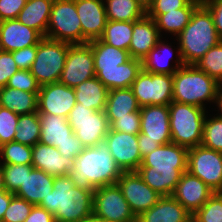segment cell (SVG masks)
Masks as SVG:
<instances>
[{
    "label": "cell",
    "instance_id": "f907efd6",
    "mask_svg": "<svg viewBox=\"0 0 222 222\" xmlns=\"http://www.w3.org/2000/svg\"><path fill=\"white\" fill-rule=\"evenodd\" d=\"M57 149L61 155L65 156L67 159H75L83 151L84 146L77 139L76 134L73 133L69 137V140L61 145H58Z\"/></svg>",
    "mask_w": 222,
    "mask_h": 222
},
{
    "label": "cell",
    "instance_id": "816d5d0a",
    "mask_svg": "<svg viewBox=\"0 0 222 222\" xmlns=\"http://www.w3.org/2000/svg\"><path fill=\"white\" fill-rule=\"evenodd\" d=\"M202 4L210 11L217 33L222 39V0H202Z\"/></svg>",
    "mask_w": 222,
    "mask_h": 222
},
{
    "label": "cell",
    "instance_id": "f35d334b",
    "mask_svg": "<svg viewBox=\"0 0 222 222\" xmlns=\"http://www.w3.org/2000/svg\"><path fill=\"white\" fill-rule=\"evenodd\" d=\"M206 118L203 123L201 145L222 153V118Z\"/></svg>",
    "mask_w": 222,
    "mask_h": 222
},
{
    "label": "cell",
    "instance_id": "7bdbcfd3",
    "mask_svg": "<svg viewBox=\"0 0 222 222\" xmlns=\"http://www.w3.org/2000/svg\"><path fill=\"white\" fill-rule=\"evenodd\" d=\"M18 119V114L5 107H0V146L8 142H13Z\"/></svg>",
    "mask_w": 222,
    "mask_h": 222
},
{
    "label": "cell",
    "instance_id": "83f0119b",
    "mask_svg": "<svg viewBox=\"0 0 222 222\" xmlns=\"http://www.w3.org/2000/svg\"><path fill=\"white\" fill-rule=\"evenodd\" d=\"M53 3L54 0H27L17 19L46 37Z\"/></svg>",
    "mask_w": 222,
    "mask_h": 222
},
{
    "label": "cell",
    "instance_id": "6f0895ef",
    "mask_svg": "<svg viewBox=\"0 0 222 222\" xmlns=\"http://www.w3.org/2000/svg\"><path fill=\"white\" fill-rule=\"evenodd\" d=\"M146 12L151 7L153 0H134Z\"/></svg>",
    "mask_w": 222,
    "mask_h": 222
},
{
    "label": "cell",
    "instance_id": "d590c367",
    "mask_svg": "<svg viewBox=\"0 0 222 222\" xmlns=\"http://www.w3.org/2000/svg\"><path fill=\"white\" fill-rule=\"evenodd\" d=\"M41 124L39 113L19 115L13 141L33 147L40 141Z\"/></svg>",
    "mask_w": 222,
    "mask_h": 222
},
{
    "label": "cell",
    "instance_id": "8992f818",
    "mask_svg": "<svg viewBox=\"0 0 222 222\" xmlns=\"http://www.w3.org/2000/svg\"><path fill=\"white\" fill-rule=\"evenodd\" d=\"M168 108L172 143L187 149L201 145L205 109L175 101Z\"/></svg>",
    "mask_w": 222,
    "mask_h": 222
},
{
    "label": "cell",
    "instance_id": "2e32d148",
    "mask_svg": "<svg viewBox=\"0 0 222 222\" xmlns=\"http://www.w3.org/2000/svg\"><path fill=\"white\" fill-rule=\"evenodd\" d=\"M76 104L74 88L60 82L40 86L38 113H49L67 118Z\"/></svg>",
    "mask_w": 222,
    "mask_h": 222
},
{
    "label": "cell",
    "instance_id": "9f6ffc18",
    "mask_svg": "<svg viewBox=\"0 0 222 222\" xmlns=\"http://www.w3.org/2000/svg\"><path fill=\"white\" fill-rule=\"evenodd\" d=\"M215 102L218 104L217 106L220 108L219 110H221V113H222V83H219ZM221 113L218 116L220 118H222Z\"/></svg>",
    "mask_w": 222,
    "mask_h": 222
},
{
    "label": "cell",
    "instance_id": "d6a6232c",
    "mask_svg": "<svg viewBox=\"0 0 222 222\" xmlns=\"http://www.w3.org/2000/svg\"><path fill=\"white\" fill-rule=\"evenodd\" d=\"M170 47L171 46L170 45L168 46V43L165 44L164 41L159 39L158 42H157V45L142 60L143 70L145 72H151V73H156V74H170V75H173L180 67H183L185 64H184V62L182 60V57L180 55H178L179 57L176 60L177 64L173 67L170 66L169 61L172 57L171 52H173L171 50L172 48H170ZM161 48H163V49H161ZM161 50H165L164 53H165V55H167L166 57H168L166 59L167 61H160L161 53L163 52V51L161 52Z\"/></svg>",
    "mask_w": 222,
    "mask_h": 222
},
{
    "label": "cell",
    "instance_id": "ba28073f",
    "mask_svg": "<svg viewBox=\"0 0 222 222\" xmlns=\"http://www.w3.org/2000/svg\"><path fill=\"white\" fill-rule=\"evenodd\" d=\"M46 38L71 45L83 44L82 27L75 0H54Z\"/></svg>",
    "mask_w": 222,
    "mask_h": 222
},
{
    "label": "cell",
    "instance_id": "484cf974",
    "mask_svg": "<svg viewBox=\"0 0 222 222\" xmlns=\"http://www.w3.org/2000/svg\"><path fill=\"white\" fill-rule=\"evenodd\" d=\"M187 169H154L139 167L136 172L142 180L161 196H171L182 174Z\"/></svg>",
    "mask_w": 222,
    "mask_h": 222
},
{
    "label": "cell",
    "instance_id": "836d02e7",
    "mask_svg": "<svg viewBox=\"0 0 222 222\" xmlns=\"http://www.w3.org/2000/svg\"><path fill=\"white\" fill-rule=\"evenodd\" d=\"M132 33L133 22L108 20L99 39L110 46L128 51Z\"/></svg>",
    "mask_w": 222,
    "mask_h": 222
},
{
    "label": "cell",
    "instance_id": "30bf717a",
    "mask_svg": "<svg viewBox=\"0 0 222 222\" xmlns=\"http://www.w3.org/2000/svg\"><path fill=\"white\" fill-rule=\"evenodd\" d=\"M140 107L169 105L173 101V75L145 72L143 69L131 85Z\"/></svg>",
    "mask_w": 222,
    "mask_h": 222
},
{
    "label": "cell",
    "instance_id": "4316f807",
    "mask_svg": "<svg viewBox=\"0 0 222 222\" xmlns=\"http://www.w3.org/2000/svg\"><path fill=\"white\" fill-rule=\"evenodd\" d=\"M41 124L40 143L57 148L74 133L67 118L49 113H39Z\"/></svg>",
    "mask_w": 222,
    "mask_h": 222
},
{
    "label": "cell",
    "instance_id": "6da1fadb",
    "mask_svg": "<svg viewBox=\"0 0 222 222\" xmlns=\"http://www.w3.org/2000/svg\"><path fill=\"white\" fill-rule=\"evenodd\" d=\"M88 44L93 53L95 76L106 88H130L143 69L142 61L131 58L127 50L110 46L100 39Z\"/></svg>",
    "mask_w": 222,
    "mask_h": 222
},
{
    "label": "cell",
    "instance_id": "44dd1931",
    "mask_svg": "<svg viewBox=\"0 0 222 222\" xmlns=\"http://www.w3.org/2000/svg\"><path fill=\"white\" fill-rule=\"evenodd\" d=\"M73 164L74 159H67L53 146L38 142L32 147V166L53 177L69 175Z\"/></svg>",
    "mask_w": 222,
    "mask_h": 222
},
{
    "label": "cell",
    "instance_id": "4fadbf2b",
    "mask_svg": "<svg viewBox=\"0 0 222 222\" xmlns=\"http://www.w3.org/2000/svg\"><path fill=\"white\" fill-rule=\"evenodd\" d=\"M93 77L95 67L91 46L88 43L70 45L59 82L75 88Z\"/></svg>",
    "mask_w": 222,
    "mask_h": 222
},
{
    "label": "cell",
    "instance_id": "52a82bcc",
    "mask_svg": "<svg viewBox=\"0 0 222 222\" xmlns=\"http://www.w3.org/2000/svg\"><path fill=\"white\" fill-rule=\"evenodd\" d=\"M70 45L46 37L37 44V54L30 72L40 86L59 82Z\"/></svg>",
    "mask_w": 222,
    "mask_h": 222
},
{
    "label": "cell",
    "instance_id": "11a10c76",
    "mask_svg": "<svg viewBox=\"0 0 222 222\" xmlns=\"http://www.w3.org/2000/svg\"><path fill=\"white\" fill-rule=\"evenodd\" d=\"M13 196L14 193L8 192L6 189H0V221H2Z\"/></svg>",
    "mask_w": 222,
    "mask_h": 222
},
{
    "label": "cell",
    "instance_id": "db71d44e",
    "mask_svg": "<svg viewBox=\"0 0 222 222\" xmlns=\"http://www.w3.org/2000/svg\"><path fill=\"white\" fill-rule=\"evenodd\" d=\"M159 146L160 144H158L156 141L144 139V134H138V147L142 158L154 151Z\"/></svg>",
    "mask_w": 222,
    "mask_h": 222
},
{
    "label": "cell",
    "instance_id": "4dcf8cb0",
    "mask_svg": "<svg viewBox=\"0 0 222 222\" xmlns=\"http://www.w3.org/2000/svg\"><path fill=\"white\" fill-rule=\"evenodd\" d=\"M76 102L95 111L105 110L109 90L95 76L74 88Z\"/></svg>",
    "mask_w": 222,
    "mask_h": 222
},
{
    "label": "cell",
    "instance_id": "b9f144b4",
    "mask_svg": "<svg viewBox=\"0 0 222 222\" xmlns=\"http://www.w3.org/2000/svg\"><path fill=\"white\" fill-rule=\"evenodd\" d=\"M33 206L34 204L14 195L5 211L2 222H24Z\"/></svg>",
    "mask_w": 222,
    "mask_h": 222
},
{
    "label": "cell",
    "instance_id": "cb8c5ba5",
    "mask_svg": "<svg viewBox=\"0 0 222 222\" xmlns=\"http://www.w3.org/2000/svg\"><path fill=\"white\" fill-rule=\"evenodd\" d=\"M192 216L172 196H162L149 210L137 217V222H192Z\"/></svg>",
    "mask_w": 222,
    "mask_h": 222
},
{
    "label": "cell",
    "instance_id": "8fae6325",
    "mask_svg": "<svg viewBox=\"0 0 222 222\" xmlns=\"http://www.w3.org/2000/svg\"><path fill=\"white\" fill-rule=\"evenodd\" d=\"M93 214L107 222H137V217L117 184L94 190Z\"/></svg>",
    "mask_w": 222,
    "mask_h": 222
},
{
    "label": "cell",
    "instance_id": "5bb4252c",
    "mask_svg": "<svg viewBox=\"0 0 222 222\" xmlns=\"http://www.w3.org/2000/svg\"><path fill=\"white\" fill-rule=\"evenodd\" d=\"M116 184L136 217L153 207L162 197L136 171L123 172Z\"/></svg>",
    "mask_w": 222,
    "mask_h": 222
},
{
    "label": "cell",
    "instance_id": "60d3db41",
    "mask_svg": "<svg viewBox=\"0 0 222 222\" xmlns=\"http://www.w3.org/2000/svg\"><path fill=\"white\" fill-rule=\"evenodd\" d=\"M6 191L15 193L26 178V164L1 163Z\"/></svg>",
    "mask_w": 222,
    "mask_h": 222
},
{
    "label": "cell",
    "instance_id": "bcb514c9",
    "mask_svg": "<svg viewBox=\"0 0 222 222\" xmlns=\"http://www.w3.org/2000/svg\"><path fill=\"white\" fill-rule=\"evenodd\" d=\"M18 70L11 52L0 53V88L7 86L10 77Z\"/></svg>",
    "mask_w": 222,
    "mask_h": 222
},
{
    "label": "cell",
    "instance_id": "91938a15",
    "mask_svg": "<svg viewBox=\"0 0 222 222\" xmlns=\"http://www.w3.org/2000/svg\"><path fill=\"white\" fill-rule=\"evenodd\" d=\"M0 189H5L1 163H0Z\"/></svg>",
    "mask_w": 222,
    "mask_h": 222
},
{
    "label": "cell",
    "instance_id": "f6af8a7d",
    "mask_svg": "<svg viewBox=\"0 0 222 222\" xmlns=\"http://www.w3.org/2000/svg\"><path fill=\"white\" fill-rule=\"evenodd\" d=\"M110 129L129 134H139L141 130L140 111L128 113V116L118 117Z\"/></svg>",
    "mask_w": 222,
    "mask_h": 222
},
{
    "label": "cell",
    "instance_id": "f546056e",
    "mask_svg": "<svg viewBox=\"0 0 222 222\" xmlns=\"http://www.w3.org/2000/svg\"><path fill=\"white\" fill-rule=\"evenodd\" d=\"M0 104L18 115L31 114L38 111V92L1 87Z\"/></svg>",
    "mask_w": 222,
    "mask_h": 222
},
{
    "label": "cell",
    "instance_id": "8d00e7d4",
    "mask_svg": "<svg viewBox=\"0 0 222 222\" xmlns=\"http://www.w3.org/2000/svg\"><path fill=\"white\" fill-rule=\"evenodd\" d=\"M195 65L218 83H222V40L204 54Z\"/></svg>",
    "mask_w": 222,
    "mask_h": 222
},
{
    "label": "cell",
    "instance_id": "f5cc1de1",
    "mask_svg": "<svg viewBox=\"0 0 222 222\" xmlns=\"http://www.w3.org/2000/svg\"><path fill=\"white\" fill-rule=\"evenodd\" d=\"M24 222H55L53 215L39 205H34Z\"/></svg>",
    "mask_w": 222,
    "mask_h": 222
},
{
    "label": "cell",
    "instance_id": "f1b7e54d",
    "mask_svg": "<svg viewBox=\"0 0 222 222\" xmlns=\"http://www.w3.org/2000/svg\"><path fill=\"white\" fill-rule=\"evenodd\" d=\"M140 108L131 88H121L109 90L104 111L110 126L118 117L128 116Z\"/></svg>",
    "mask_w": 222,
    "mask_h": 222
},
{
    "label": "cell",
    "instance_id": "5b68a950",
    "mask_svg": "<svg viewBox=\"0 0 222 222\" xmlns=\"http://www.w3.org/2000/svg\"><path fill=\"white\" fill-rule=\"evenodd\" d=\"M218 86L195 64H185L173 74V101L205 109L204 101H216Z\"/></svg>",
    "mask_w": 222,
    "mask_h": 222
},
{
    "label": "cell",
    "instance_id": "ac0fdd59",
    "mask_svg": "<svg viewBox=\"0 0 222 222\" xmlns=\"http://www.w3.org/2000/svg\"><path fill=\"white\" fill-rule=\"evenodd\" d=\"M214 193L200 178L185 171L171 196L194 214Z\"/></svg>",
    "mask_w": 222,
    "mask_h": 222
},
{
    "label": "cell",
    "instance_id": "ab89813d",
    "mask_svg": "<svg viewBox=\"0 0 222 222\" xmlns=\"http://www.w3.org/2000/svg\"><path fill=\"white\" fill-rule=\"evenodd\" d=\"M192 222H222V192H215L192 216Z\"/></svg>",
    "mask_w": 222,
    "mask_h": 222
},
{
    "label": "cell",
    "instance_id": "7a4b0ae2",
    "mask_svg": "<svg viewBox=\"0 0 222 222\" xmlns=\"http://www.w3.org/2000/svg\"><path fill=\"white\" fill-rule=\"evenodd\" d=\"M122 173L103 142L92 147H84L74 159L69 176L75 186L94 191L98 187L116 184Z\"/></svg>",
    "mask_w": 222,
    "mask_h": 222
},
{
    "label": "cell",
    "instance_id": "9c48e42d",
    "mask_svg": "<svg viewBox=\"0 0 222 222\" xmlns=\"http://www.w3.org/2000/svg\"><path fill=\"white\" fill-rule=\"evenodd\" d=\"M67 121L84 147L104 142L110 128L105 111H95L77 103L71 109Z\"/></svg>",
    "mask_w": 222,
    "mask_h": 222
},
{
    "label": "cell",
    "instance_id": "1f68e13d",
    "mask_svg": "<svg viewBox=\"0 0 222 222\" xmlns=\"http://www.w3.org/2000/svg\"><path fill=\"white\" fill-rule=\"evenodd\" d=\"M202 3V0H192L186 7L171 11L165 14H147L155 20L159 34L161 30L168 33L179 35L180 32L188 25L192 13Z\"/></svg>",
    "mask_w": 222,
    "mask_h": 222
},
{
    "label": "cell",
    "instance_id": "e575fe53",
    "mask_svg": "<svg viewBox=\"0 0 222 222\" xmlns=\"http://www.w3.org/2000/svg\"><path fill=\"white\" fill-rule=\"evenodd\" d=\"M107 20L135 22L141 19L146 11L134 0H106Z\"/></svg>",
    "mask_w": 222,
    "mask_h": 222
},
{
    "label": "cell",
    "instance_id": "277c9868",
    "mask_svg": "<svg viewBox=\"0 0 222 222\" xmlns=\"http://www.w3.org/2000/svg\"><path fill=\"white\" fill-rule=\"evenodd\" d=\"M176 38L179 41L177 52L184 64H195L222 40L210 11L202 3L194 10L188 25Z\"/></svg>",
    "mask_w": 222,
    "mask_h": 222
},
{
    "label": "cell",
    "instance_id": "680465c9",
    "mask_svg": "<svg viewBox=\"0 0 222 222\" xmlns=\"http://www.w3.org/2000/svg\"><path fill=\"white\" fill-rule=\"evenodd\" d=\"M81 222H107L106 220H103L102 218L91 214L87 218L83 219Z\"/></svg>",
    "mask_w": 222,
    "mask_h": 222
},
{
    "label": "cell",
    "instance_id": "7402d4cb",
    "mask_svg": "<svg viewBox=\"0 0 222 222\" xmlns=\"http://www.w3.org/2000/svg\"><path fill=\"white\" fill-rule=\"evenodd\" d=\"M160 38L155 20L145 14L141 19L133 22V33L128 50L130 57L142 61L157 45Z\"/></svg>",
    "mask_w": 222,
    "mask_h": 222
},
{
    "label": "cell",
    "instance_id": "7dc6e473",
    "mask_svg": "<svg viewBox=\"0 0 222 222\" xmlns=\"http://www.w3.org/2000/svg\"><path fill=\"white\" fill-rule=\"evenodd\" d=\"M192 0H153L146 14H165L186 7Z\"/></svg>",
    "mask_w": 222,
    "mask_h": 222
},
{
    "label": "cell",
    "instance_id": "c3c4849f",
    "mask_svg": "<svg viewBox=\"0 0 222 222\" xmlns=\"http://www.w3.org/2000/svg\"><path fill=\"white\" fill-rule=\"evenodd\" d=\"M12 56L19 69L30 70L37 54V45L12 51Z\"/></svg>",
    "mask_w": 222,
    "mask_h": 222
},
{
    "label": "cell",
    "instance_id": "7c38bea8",
    "mask_svg": "<svg viewBox=\"0 0 222 222\" xmlns=\"http://www.w3.org/2000/svg\"><path fill=\"white\" fill-rule=\"evenodd\" d=\"M187 171L214 192H222V153L198 145L188 149Z\"/></svg>",
    "mask_w": 222,
    "mask_h": 222
},
{
    "label": "cell",
    "instance_id": "9a60e30c",
    "mask_svg": "<svg viewBox=\"0 0 222 222\" xmlns=\"http://www.w3.org/2000/svg\"><path fill=\"white\" fill-rule=\"evenodd\" d=\"M104 143L123 172L136 171L141 165L138 134L118 132L109 128Z\"/></svg>",
    "mask_w": 222,
    "mask_h": 222
},
{
    "label": "cell",
    "instance_id": "ffe728a7",
    "mask_svg": "<svg viewBox=\"0 0 222 222\" xmlns=\"http://www.w3.org/2000/svg\"><path fill=\"white\" fill-rule=\"evenodd\" d=\"M43 38L37 30L27 27L18 19L0 21V42L6 52L37 45Z\"/></svg>",
    "mask_w": 222,
    "mask_h": 222
},
{
    "label": "cell",
    "instance_id": "ee69618b",
    "mask_svg": "<svg viewBox=\"0 0 222 222\" xmlns=\"http://www.w3.org/2000/svg\"><path fill=\"white\" fill-rule=\"evenodd\" d=\"M7 86L26 92H39L40 89V85L30 70L23 69H19L10 77Z\"/></svg>",
    "mask_w": 222,
    "mask_h": 222
},
{
    "label": "cell",
    "instance_id": "d4e9b609",
    "mask_svg": "<svg viewBox=\"0 0 222 222\" xmlns=\"http://www.w3.org/2000/svg\"><path fill=\"white\" fill-rule=\"evenodd\" d=\"M188 149L175 143L160 145L142 158L139 167L154 169H187Z\"/></svg>",
    "mask_w": 222,
    "mask_h": 222
},
{
    "label": "cell",
    "instance_id": "603a6c76",
    "mask_svg": "<svg viewBox=\"0 0 222 222\" xmlns=\"http://www.w3.org/2000/svg\"><path fill=\"white\" fill-rule=\"evenodd\" d=\"M54 178L43 170L26 165V178L14 195L29 203L39 205L52 192Z\"/></svg>",
    "mask_w": 222,
    "mask_h": 222
},
{
    "label": "cell",
    "instance_id": "d6986e66",
    "mask_svg": "<svg viewBox=\"0 0 222 222\" xmlns=\"http://www.w3.org/2000/svg\"><path fill=\"white\" fill-rule=\"evenodd\" d=\"M103 0H75L81 22L83 44L99 39L107 23Z\"/></svg>",
    "mask_w": 222,
    "mask_h": 222
},
{
    "label": "cell",
    "instance_id": "681fc988",
    "mask_svg": "<svg viewBox=\"0 0 222 222\" xmlns=\"http://www.w3.org/2000/svg\"><path fill=\"white\" fill-rule=\"evenodd\" d=\"M27 0H0V21L17 19Z\"/></svg>",
    "mask_w": 222,
    "mask_h": 222
},
{
    "label": "cell",
    "instance_id": "74e56055",
    "mask_svg": "<svg viewBox=\"0 0 222 222\" xmlns=\"http://www.w3.org/2000/svg\"><path fill=\"white\" fill-rule=\"evenodd\" d=\"M5 164L32 165V147L18 142H8L0 146V159Z\"/></svg>",
    "mask_w": 222,
    "mask_h": 222
},
{
    "label": "cell",
    "instance_id": "94428289",
    "mask_svg": "<svg viewBox=\"0 0 222 222\" xmlns=\"http://www.w3.org/2000/svg\"><path fill=\"white\" fill-rule=\"evenodd\" d=\"M4 50H3V47H2V43L0 42V53H2Z\"/></svg>",
    "mask_w": 222,
    "mask_h": 222
},
{
    "label": "cell",
    "instance_id": "e0dca14e",
    "mask_svg": "<svg viewBox=\"0 0 222 222\" xmlns=\"http://www.w3.org/2000/svg\"><path fill=\"white\" fill-rule=\"evenodd\" d=\"M168 105H149L140 108V133L160 145L172 142Z\"/></svg>",
    "mask_w": 222,
    "mask_h": 222
},
{
    "label": "cell",
    "instance_id": "3957f363",
    "mask_svg": "<svg viewBox=\"0 0 222 222\" xmlns=\"http://www.w3.org/2000/svg\"><path fill=\"white\" fill-rule=\"evenodd\" d=\"M93 193L75 186L69 175L58 176L39 206L50 212L55 222H81L93 214Z\"/></svg>",
    "mask_w": 222,
    "mask_h": 222
}]
</instances>
